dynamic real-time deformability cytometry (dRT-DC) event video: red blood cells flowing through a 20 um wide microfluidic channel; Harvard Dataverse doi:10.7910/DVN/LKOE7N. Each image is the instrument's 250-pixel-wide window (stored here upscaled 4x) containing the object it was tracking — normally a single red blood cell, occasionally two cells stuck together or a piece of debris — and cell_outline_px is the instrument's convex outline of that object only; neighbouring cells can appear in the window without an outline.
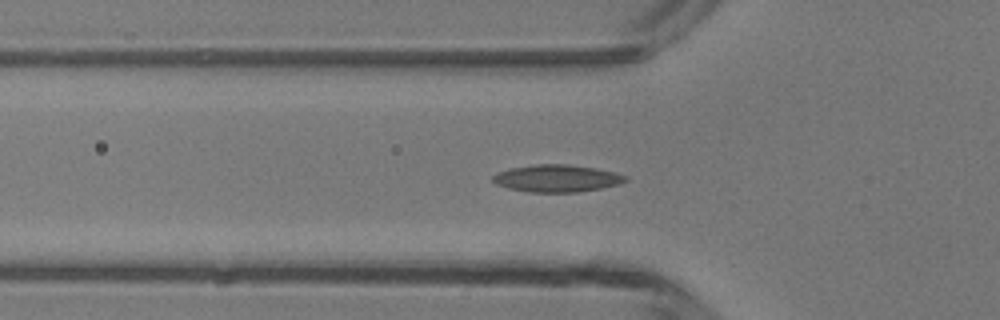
{"species": "common noctule bat (a hibernating species)", "species_latin": "Nyctalus noctula", "temperature_condition": "room temperature", "stored_images_in_passage": 30, "camera_frame_rate_fps": 3000, "um_per_image_px": 0.085, "animal": {"sex": "male", "body_mass_g": 13.3}, "frame": {"image": 1, "passage_image": 3, "time_ms": 0.667, "image_size_px": [1000, 320], "cell_outline_px": [[628, 180], [620, 184], [600, 188], [576, 192], [528, 192], [508, 188], [496, 184], [492, 180], [492, 176], [500, 172], [512, 168], [536, 164], [568, 164], [596, 168], [616, 172], [628, 176]], "centroid_in_image_um": [47.37, 15.16], "position_along_channel_um": 78.4, "area_um2": 21.04}}
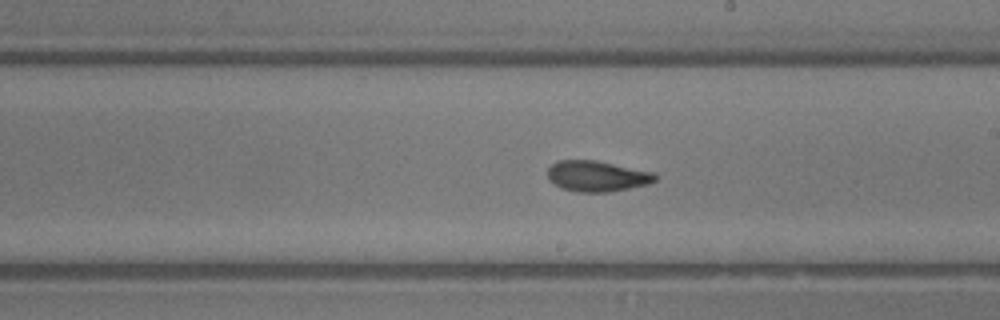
{"frame": {"image": 2, "passage_image": 14, "time_ms": 4.333, "image_size_px": [1000, 320], "cell_outline_px": [[656, 180], [648, 184], [608, 192], [576, 192], [560, 188], [548, 180], [548, 168], [556, 160], [596, 160], [652, 172], [656, 176]], "centroid_in_image_um": [50.69, 14.97], "position_along_channel_um": 238.3, "area_um2": 19.25}}
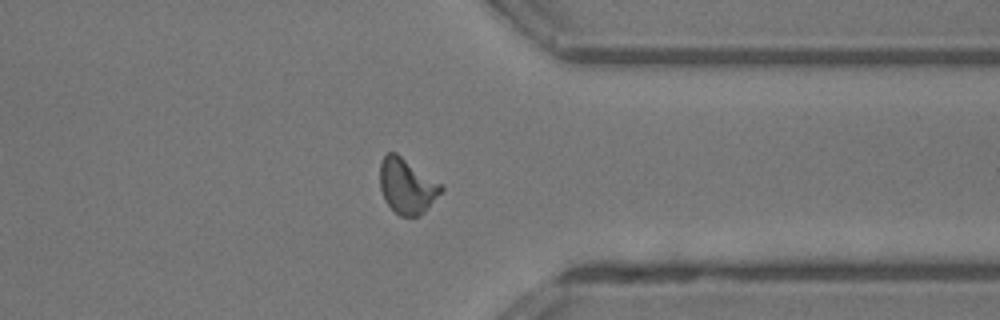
{"frame": {"image": 3, "passage_image": 24, "time_ms": 7.667, "image_size_px": [1000, 320], "cell_outline_px": [[444, 188], [424, 212], [420, 216], [400, 216], [384, 200], [380, 188], [380, 160], [388, 152], [396, 152], [440, 184]], "centroid_in_image_um": [34.55, 15.81], "position_along_channel_um": 376.9, "area_um2": 19.36}, "authors_computed_cell_mechanics": {"area_um2": 19.2474, "velocity_mm_per_s": 4.3377, "shape_relaxation_time_tau1_ms": 5.7593, "shape_relaxation_time_tau2_ms": 1.7971, "deformation_change_tau1": 0.1715, "deformation_change_tau2": 0.0742}}